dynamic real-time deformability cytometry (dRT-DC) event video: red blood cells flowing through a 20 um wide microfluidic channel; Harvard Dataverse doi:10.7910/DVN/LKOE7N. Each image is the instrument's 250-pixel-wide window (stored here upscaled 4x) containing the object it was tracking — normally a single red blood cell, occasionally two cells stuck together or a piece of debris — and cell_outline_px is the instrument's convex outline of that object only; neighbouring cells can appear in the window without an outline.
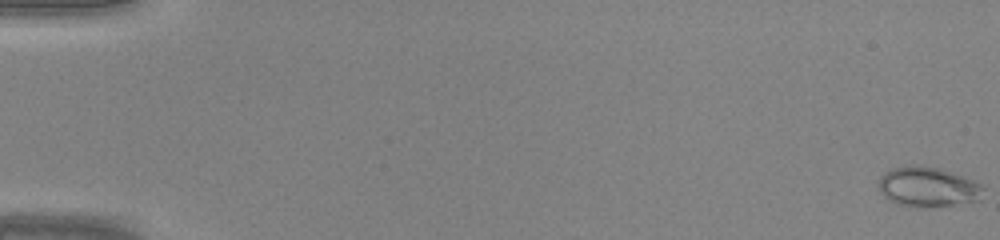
{"species": "common noctule bat (a hibernating species)", "species_latin": "Nyctalus noctula", "temperature_condition": "warm", "stored_images_in_passage": 47, "camera_frame_rate_fps": 3000, "um_per_image_px": 0.085, "animal": {"sex": "male", "body_mass_g": 20.0, "forearm_length_mm": 53.3}, "frame": {"image": 1, "passage_image": 1, "time_ms": 0.0, "image_size_px": [1000, 240], "cell_outline_px": [[984, 188], [980, 200], [924, 208], [916, 208], [896, 204], [888, 200], [880, 192], [876, 184], [880, 176], [884, 172], [892, 168], [908, 164], [916, 164], [940, 168], [976, 180], [984, 184]], "centroid_in_image_um": [78.84, 15.87], "position_along_channel_um": 6.2, "area_um2": 25.09}}
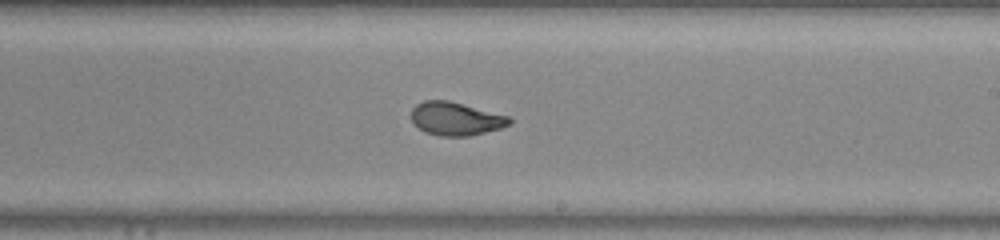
{"frame": {"image": 2, "passage_image": 29, "time_ms": 9.333, "image_size_px": [1000, 240], "cell_outline_px": [[512, 124], [500, 128], [468, 136], [440, 136], [424, 132], [412, 124], [412, 108], [416, 104], [424, 100], [448, 100], [508, 116], [512, 120]], "centroid_in_image_um": [38.7, 10.09], "position_along_channel_um": 250.3, "area_um2": 19.02}}
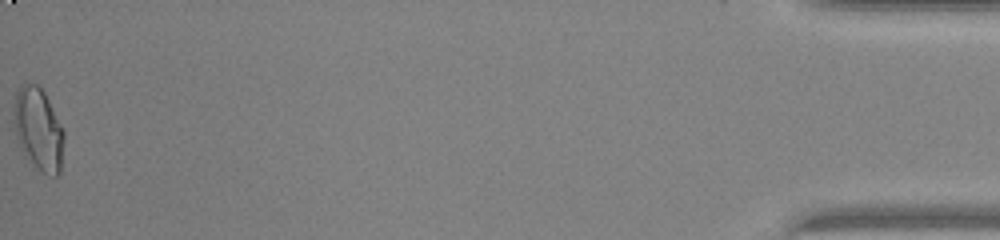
{"frame": {"image": 3, "passage_image": 47, "time_ms": 15.333, "image_size_px": [1000, 240], "cell_outline_px": [[64, 136], [60, 172], [56, 176], [48, 176], [32, 164], [24, 152], [16, 136], [12, 120], [16, 92], [20, 84], [36, 84], [44, 92], [64, 128]], "centroid_in_image_um": [3.27, 10.97], "position_along_channel_um": 431.9, "area_um2": 24.16}}